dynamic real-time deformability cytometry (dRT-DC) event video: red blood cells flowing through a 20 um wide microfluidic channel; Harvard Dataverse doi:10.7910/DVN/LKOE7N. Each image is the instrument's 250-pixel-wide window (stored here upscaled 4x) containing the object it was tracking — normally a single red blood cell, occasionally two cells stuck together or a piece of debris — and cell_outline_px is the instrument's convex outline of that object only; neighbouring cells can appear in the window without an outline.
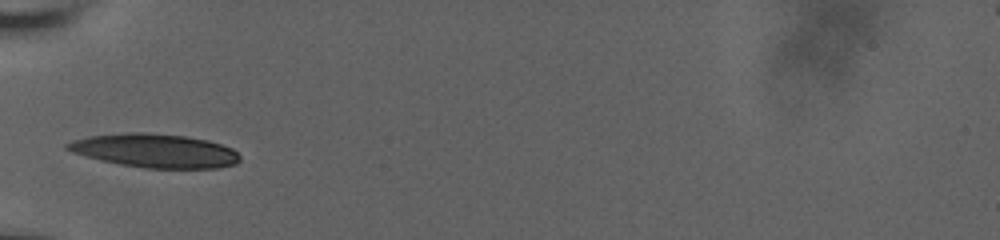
{"species": "human", "species_latin": "Homo sapiens", "temperature_condition": "room temperature", "stored_images_in_passage": 13, "camera_frame_rate_fps": 3000, "um_per_image_px": 0.085, "donor": {"sex": "male"}, "frame": {"image": 1, "passage_image": 1, "time_ms": 0.0, "image_size_px": [1000, 240], "cell_outline_px": [[240, 160], [236, 164], [220, 168], [144, 168], [120, 164], [100, 160], [72, 152], [64, 148], [64, 144], [72, 140], [88, 136], [128, 132], [144, 132], [188, 136], [208, 140], [232, 148], [240, 156]], "centroid_in_image_um": [13.16, 12.8], "position_along_channel_um": 71.8, "area_um2": 34.1}}
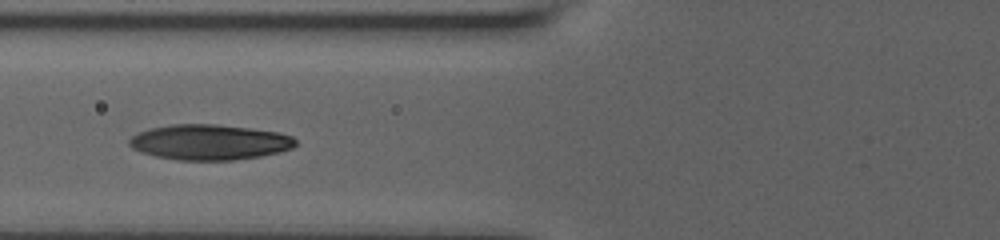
{"frame": {"image": 2, "passage_image": 4, "time_ms": 1.0, "image_size_px": [1000, 240], "cell_outline_px": [[296, 144], [292, 148], [280, 152], [260, 156], [232, 160], [180, 160], [156, 156], [140, 152], [132, 148], [128, 144], [128, 140], [132, 136], [140, 132], [152, 128], [172, 124], [216, 124], [280, 132], [292, 136], [296, 140]], "centroid_in_image_um": [17.82, 12.08], "position_along_channel_um": 108.0, "area_um2": 34.22}}
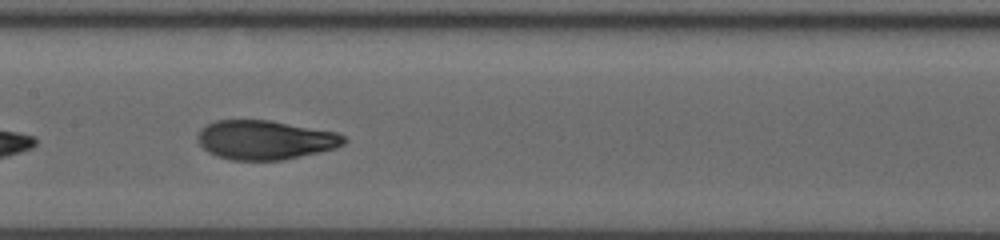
{"frame": {"image": 3, "passage_image": 10, "time_ms": 3.0, "image_size_px": [1000, 240], "cell_outline_px": [[348, 140], [344, 144], [336, 148], [320, 152], [284, 160], [232, 160], [216, 156], [208, 152], [196, 140], [196, 136], [208, 124], [216, 120], [268, 120], [336, 132], [344, 136]], "centroid_in_image_um": [22.55, 11.9], "position_along_channel_um": 184.9, "area_um2": 33.35}}